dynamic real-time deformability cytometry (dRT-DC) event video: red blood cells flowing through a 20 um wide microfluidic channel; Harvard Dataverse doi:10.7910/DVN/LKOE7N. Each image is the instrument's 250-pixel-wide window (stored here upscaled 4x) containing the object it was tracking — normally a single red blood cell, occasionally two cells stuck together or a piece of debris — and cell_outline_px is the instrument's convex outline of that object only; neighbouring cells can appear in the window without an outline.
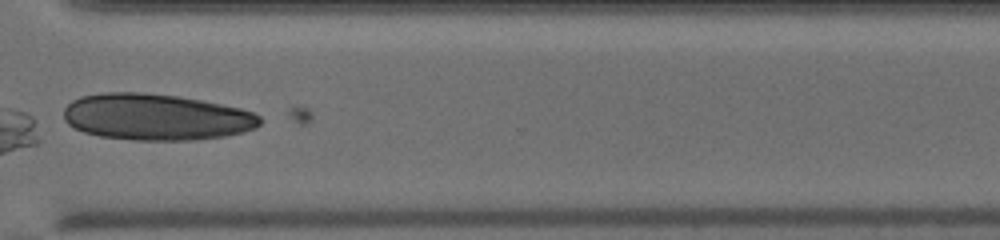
{"species": "human", "species_latin": "Homo sapiens", "temperature_condition": "warm", "stored_images_in_passage": 38, "camera_frame_rate_fps": 3000, "um_per_image_px": 0.085, "donor": {"sex": "male"}, "frame": {"image": 1, "passage_image": 37, "time_ms": 12.0, "image_size_px": [1000, 240], "cell_outline_px": [[260, 124], [256, 128], [244, 132], [224, 136], [192, 140], [132, 140], [100, 136], [84, 132], [68, 124], [64, 120], [64, 108], [72, 100], [80, 96], [104, 92], [144, 92], [180, 96], [240, 108], [252, 112], [260, 116]], "centroid_in_image_um": [13.25, 9.94], "position_along_channel_um": 357.4, "area_um2": 53.23}}